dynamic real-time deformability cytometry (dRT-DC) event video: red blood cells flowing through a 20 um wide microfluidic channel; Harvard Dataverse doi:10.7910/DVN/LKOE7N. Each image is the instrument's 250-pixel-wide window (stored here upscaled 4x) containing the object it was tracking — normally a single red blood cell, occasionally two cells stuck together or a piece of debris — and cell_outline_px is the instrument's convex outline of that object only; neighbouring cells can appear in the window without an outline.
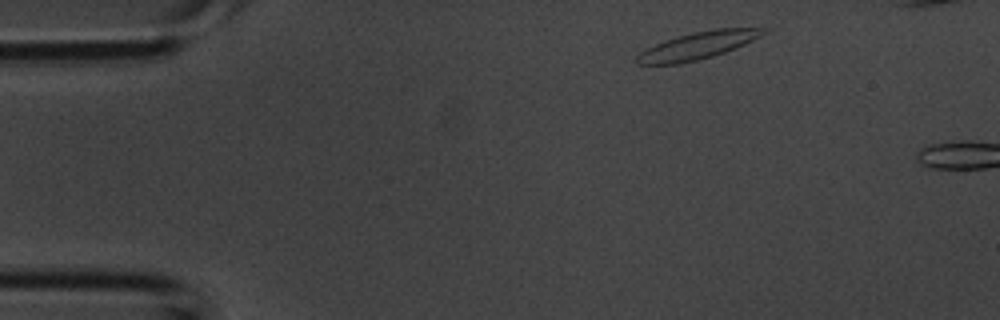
{"species": "common noctule bat (a hibernating species)", "species_latin": "Nyctalus noctula", "temperature_condition": "room temperature", "stored_images_in_passage": 2, "camera_frame_rate_fps": 3000, "um_per_image_px": 0.085, "animal": {"sex": "male", "body_mass_g": 20.1, "forearm_length_mm": 53.5}, "frame": {"image": 1, "passage_image": 1, "time_ms": 0.0, "image_size_px": [1000, 320], "cell_outline_px": [[764, 32], [760, 36], [736, 48], [712, 56], [680, 64], [636, 64], [632, 60], [640, 52], [664, 40], [676, 36], [692, 32], [716, 28], [764, 28]], "centroid_in_image_um": [59.23, 3.88], "position_along_channel_um": 25.8, "area_um2": 19.94}}